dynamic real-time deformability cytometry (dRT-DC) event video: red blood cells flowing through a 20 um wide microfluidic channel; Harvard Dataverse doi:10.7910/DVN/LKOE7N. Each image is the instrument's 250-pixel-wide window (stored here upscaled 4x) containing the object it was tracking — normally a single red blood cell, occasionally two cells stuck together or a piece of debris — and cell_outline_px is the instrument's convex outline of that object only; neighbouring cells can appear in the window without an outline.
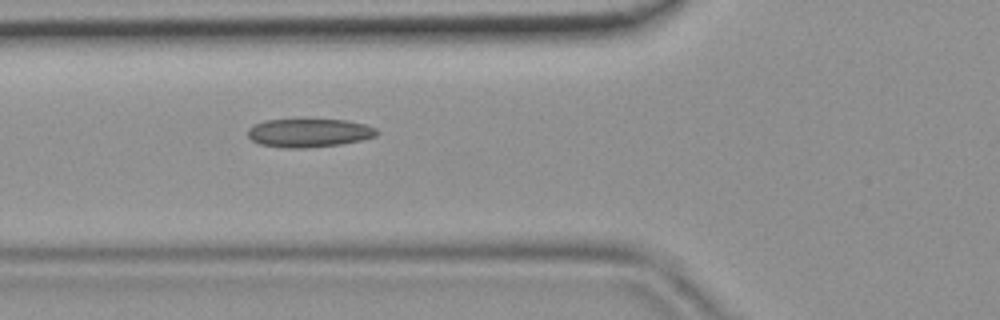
{"species": "common noctule bat (a hibernating species)", "species_latin": "Nyctalus noctula", "temperature_condition": "room temperature", "stored_images_in_passage": 46, "camera_frame_rate_fps": 3000, "um_per_image_px": 0.085, "animal": {"sex": "female", "body_mass_g": 19.9}, "frame": {"image": 1, "passage_image": 17, "time_ms": 5.333, "image_size_px": [1000, 320], "cell_outline_px": [[380, 132], [376, 136], [360, 140], [340, 144], [304, 148], [284, 148], [260, 144], [252, 140], [248, 136], [248, 128], [252, 124], [264, 120], [348, 120], [364, 124], [376, 128]], "centroid_in_image_um": [26.25, 11.29], "position_along_channel_um": 99.6, "area_um2": 21.39}}
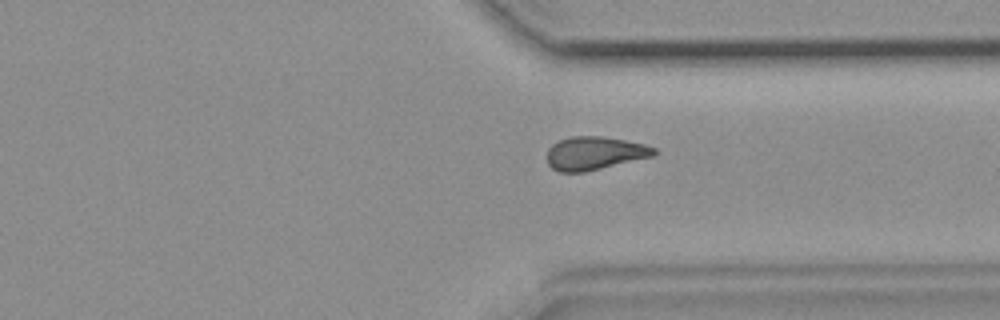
{"frame": {"image": 2, "passage_image": 35, "time_ms": 11.333, "image_size_px": [1000, 320], "cell_outline_px": [[656, 152], [652, 156], [584, 172], [560, 172], [552, 168], [548, 164], [548, 148], [552, 144], [560, 140], [572, 136], [604, 136], [644, 144], [656, 148]], "centroid_in_image_um": [50.52, 13.01], "position_along_channel_um": 360.9, "area_um2": 20.52}}
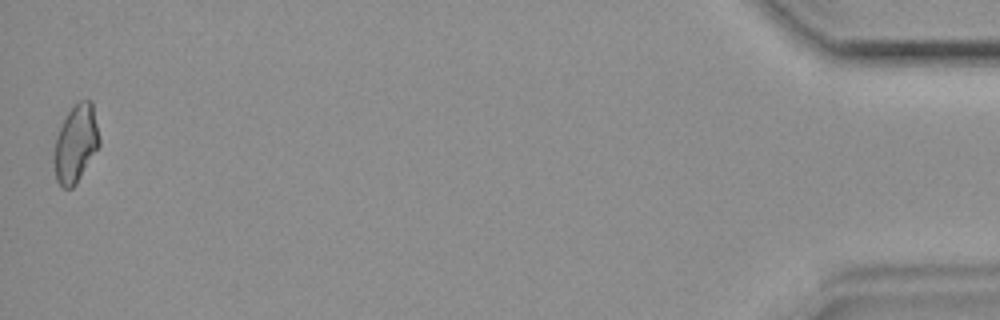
{"frame": {"image": 3, "passage_image": 46, "time_ms": 15.0, "image_size_px": [1000, 320], "cell_outline_px": [[100, 144], [76, 184], [72, 188], [64, 188], [56, 180], [52, 160], [52, 152], [56, 136], [68, 112], [80, 100], [92, 100], [100, 140]], "centroid_in_image_um": [6.41, 12.23], "position_along_channel_um": 428.8, "area_um2": 20.52}}